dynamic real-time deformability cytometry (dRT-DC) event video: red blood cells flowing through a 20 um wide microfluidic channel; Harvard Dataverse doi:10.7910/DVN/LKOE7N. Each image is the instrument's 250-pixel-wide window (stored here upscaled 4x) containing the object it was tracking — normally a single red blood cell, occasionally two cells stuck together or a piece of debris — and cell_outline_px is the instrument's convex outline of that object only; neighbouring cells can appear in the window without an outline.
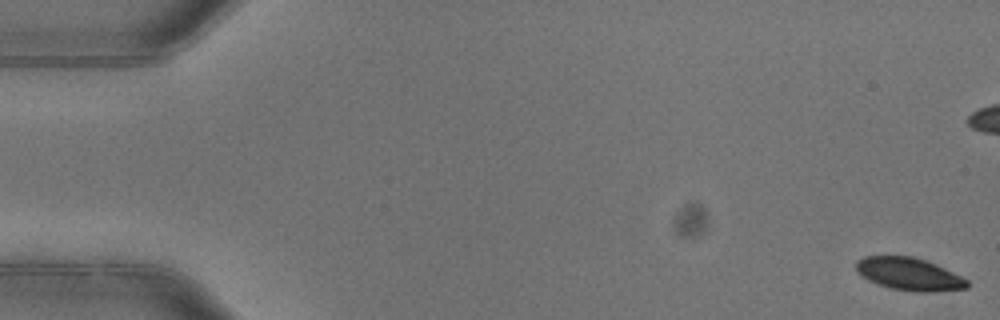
{"species": "common noctule bat (a hibernating species)", "species_latin": "Nyctalus noctula", "temperature_condition": "warm", "stored_images_in_passage": 8, "camera_frame_rate_fps": 3000, "um_per_image_px": 0.085, "animal": {"sex": "female"}, "frame": {"image": 1, "passage_image": 1, "time_ms": 0.0, "image_size_px": [1000, 320], "cell_outline_px": [[968, 288], [932, 292], [912, 292], [888, 288], [876, 284], [868, 280], [856, 272], [856, 260], [864, 256], [912, 256], [936, 264], [968, 280]], "centroid_in_image_um": [77.24, 23.31], "position_along_channel_um": 7.8, "area_um2": 21.27}}